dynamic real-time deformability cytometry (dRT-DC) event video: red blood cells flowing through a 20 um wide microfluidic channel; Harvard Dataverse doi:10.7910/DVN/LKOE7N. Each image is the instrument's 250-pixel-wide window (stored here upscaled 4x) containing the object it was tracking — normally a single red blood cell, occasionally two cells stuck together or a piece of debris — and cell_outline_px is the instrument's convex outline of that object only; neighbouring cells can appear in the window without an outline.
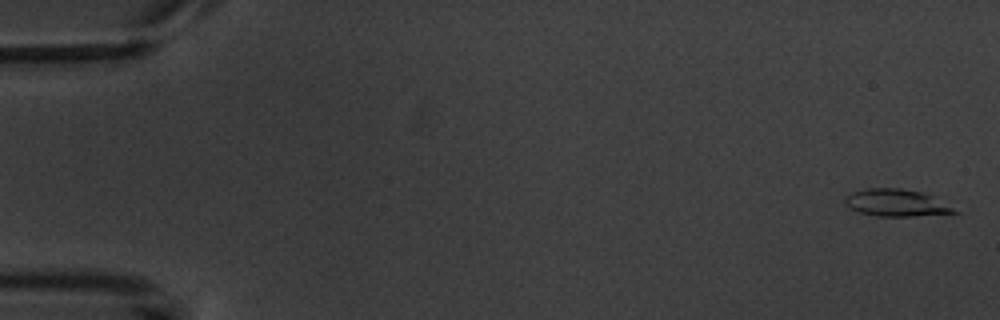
{"species": "common noctule bat (a hibernating species)", "species_latin": "Nyctalus noctula", "temperature_condition": "warm", "stored_images_in_passage": 5, "camera_frame_rate_fps": 3000, "um_per_image_px": 0.085, "animal": {"sex": "male", "body_mass_g": 20.1, "forearm_length_mm": 53.5}, "frame": {"image": 1, "passage_image": 1, "time_ms": 0.0, "image_size_px": [1000, 320], "cell_outline_px": [[960, 212], [912, 216], [876, 216], [860, 212], [844, 204], [844, 200], [852, 192], [868, 188], [900, 188], [920, 192], [932, 196]], "centroid_in_image_um": [76.15, 17.24], "position_along_channel_um": 8.9, "area_um2": 16.88}}
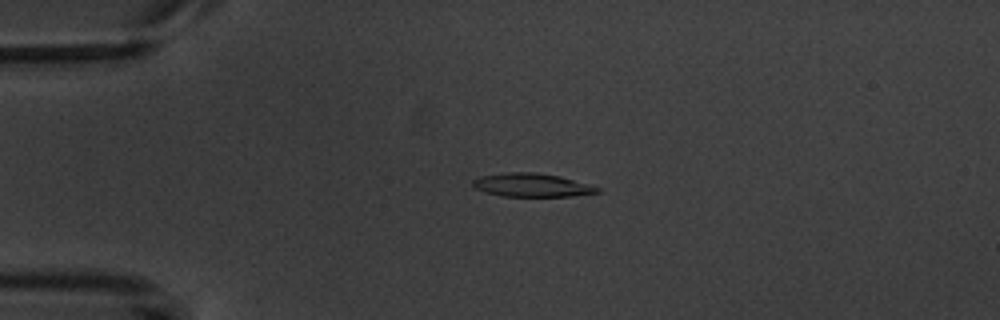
{"frame": {"image": 2, "passage_image": 4, "time_ms": 4.0, "image_size_px": [1000, 320], "cell_outline_px": [[600, 192], [572, 196], [504, 196], [484, 192], [476, 188], [472, 184], [472, 180], [480, 176], [508, 172], [536, 172], [560, 176], [588, 184], [600, 188]], "centroid_in_image_um": [45.19, 15.73], "position_along_channel_um": 39.8, "area_um2": 16.94}}